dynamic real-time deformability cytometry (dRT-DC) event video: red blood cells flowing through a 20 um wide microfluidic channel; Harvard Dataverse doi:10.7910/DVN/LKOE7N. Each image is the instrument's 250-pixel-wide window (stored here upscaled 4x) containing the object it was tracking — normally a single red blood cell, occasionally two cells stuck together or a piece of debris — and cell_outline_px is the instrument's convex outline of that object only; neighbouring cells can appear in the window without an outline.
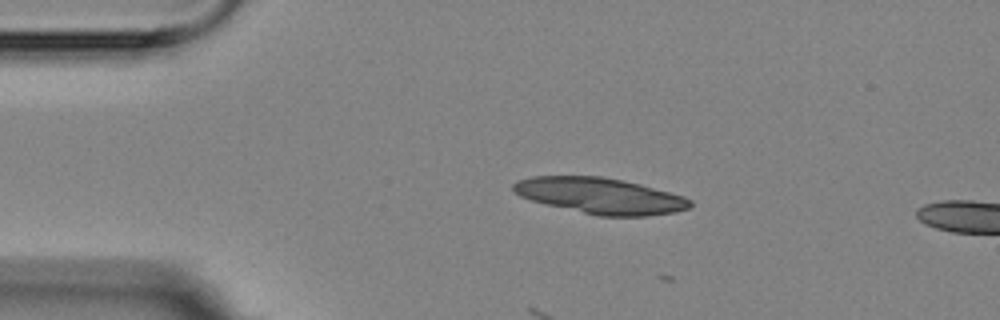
{"species": "Egyptian fruit bat (a non-hibernating species)", "species_latin": "Rousettus aegyptiacus", "temperature_condition": "room temperature", "stored_images_in_passage": 3, "camera_frame_rate_fps": 3000, "um_per_image_px": 0.085, "animal": {"sex": "female"}, "frame": {"image": 1, "passage_image": 1, "time_ms": 0.0, "image_size_px": [1000, 320], "cell_outline_px": [[692, 204], [688, 208], [676, 212], [648, 216], [596, 216], [532, 200], [520, 196], [512, 188], [512, 184], [520, 180], [532, 176], [600, 176], [640, 184], [684, 196], [692, 200]], "centroid_in_image_um": [51.05, 16.65], "position_along_channel_um": 33.9, "area_um2": 36.76}}